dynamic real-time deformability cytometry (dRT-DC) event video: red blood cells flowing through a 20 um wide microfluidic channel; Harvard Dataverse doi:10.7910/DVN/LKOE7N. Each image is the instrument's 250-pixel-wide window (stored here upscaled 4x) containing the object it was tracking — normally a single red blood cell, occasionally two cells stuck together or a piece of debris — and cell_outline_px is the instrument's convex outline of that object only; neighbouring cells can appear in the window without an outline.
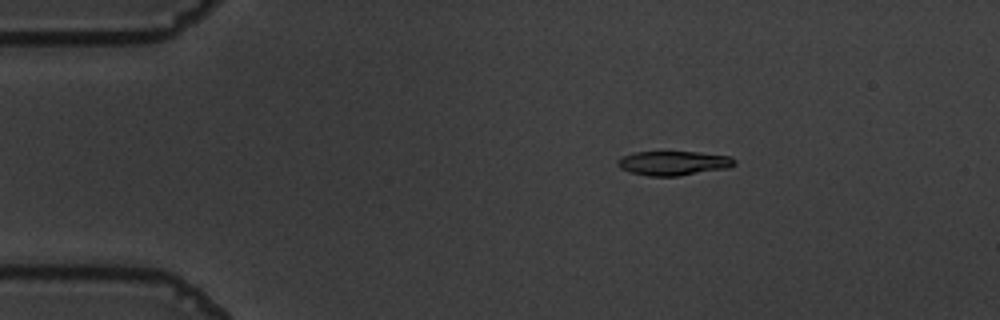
{"species": "common noctule bat (a hibernating species)", "species_latin": "Nyctalus noctula", "temperature_condition": "warm", "stored_images_in_passage": 49, "camera_frame_rate_fps": 3000, "um_per_image_px": 0.085, "animal": {"sex": "male", "body_mass_g": 19.5, "forearm_length_mm": 54.6}, "frame": {"image": 1, "passage_image": 3, "time_ms": 0.667, "image_size_px": [1000, 320], "cell_outline_px": [[732, 164], [720, 168], [676, 176], [652, 176], [632, 172], [624, 168], [620, 164], [620, 160], [624, 156], [636, 152], [692, 152], [728, 156], [732, 160]], "centroid_in_image_um": [57.18, 13.85], "position_along_channel_um": 27.8, "area_um2": 15.32}}
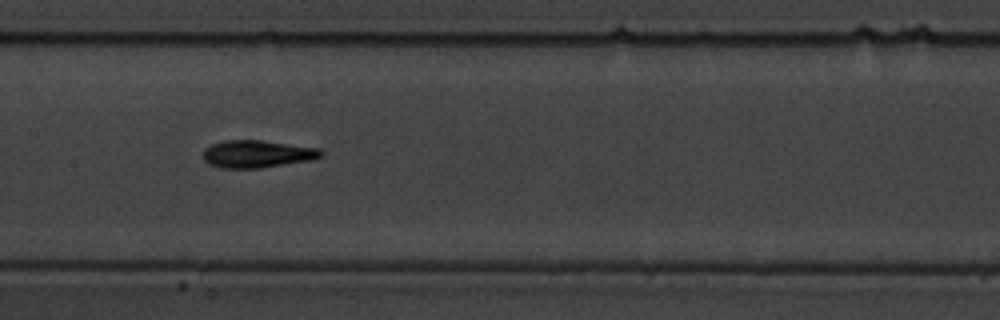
{"frame": {"image": 2, "passage_image": 21, "time_ms": 6.667, "image_size_px": [1000, 320], "cell_outline_px": [[320, 156], [304, 160], [256, 168], [228, 168], [212, 164], [204, 156], [204, 152], [212, 144], [232, 140], [260, 140], [316, 148], [320, 152]], "centroid_in_image_um": [21.81, 13.07], "position_along_channel_um": 185.6, "area_um2": 17.57}}
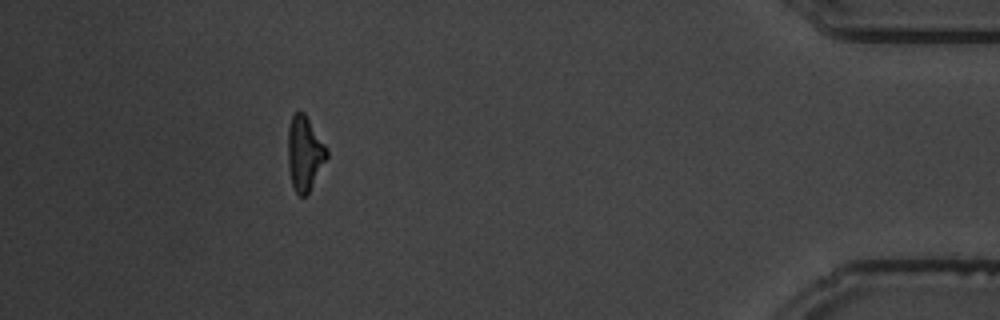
{"frame": {"image": 3, "passage_image": 44, "time_ms": 14.333, "image_size_px": [1000, 320], "cell_outline_px": [[328, 156], [308, 192], [304, 196], [300, 196], [296, 192], [292, 184], [288, 164], [288, 132], [292, 116], [296, 112], [304, 112], [324, 144], [328, 152]], "centroid_in_image_um": [25.88, 13.03], "position_along_channel_um": 409.3, "area_um2": 16.36}, "authors_computed_cell_mechanics": {"area_um2": 16.8198, "velocity_mm_per_s": 3.6308, "shape_relaxation_time_tau1_ms": 4.6044, "shape_relaxation_time_tau2_ms": 3.4577, "deformation_change_tau1": 0.1807, "deformation_change_tau2": 0.1092}}